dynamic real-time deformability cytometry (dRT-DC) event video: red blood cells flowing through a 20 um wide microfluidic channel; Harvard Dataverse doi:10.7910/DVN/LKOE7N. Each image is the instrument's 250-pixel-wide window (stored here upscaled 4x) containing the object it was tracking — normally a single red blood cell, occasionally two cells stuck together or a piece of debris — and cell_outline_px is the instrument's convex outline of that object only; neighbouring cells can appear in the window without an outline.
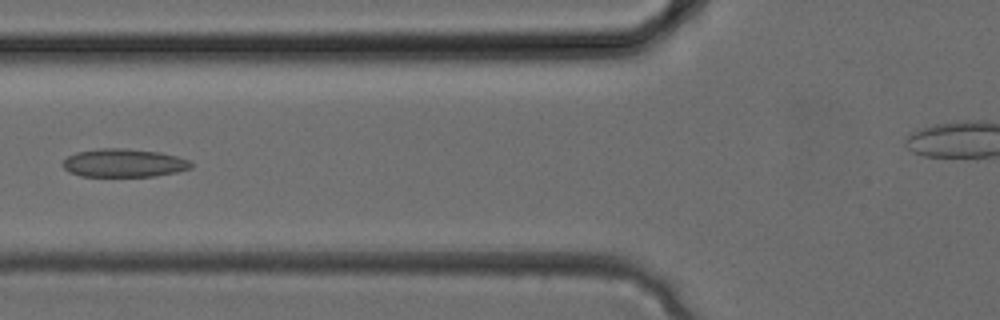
{"species": "common noctule bat (a hibernating species)", "species_latin": "Nyctalus noctula", "temperature_condition": "cold", "stored_images_in_passage": 29, "camera_frame_rate_fps": 3000, "um_per_image_px": 0.085, "animal": {"sex": "female", "body_mass_g": 24.6, "forearm_length_mm": 56.2}, "frame": {"image": 1, "passage_image": 12, "time_ms": 3.667, "image_size_px": [1000, 320], "cell_outline_px": [[192, 168], [176, 172], [156, 176], [80, 176], [68, 172], [60, 164], [68, 156], [76, 152], [100, 148], [128, 148], [160, 152], [176, 156], [188, 160], [192, 164]], "centroid_in_image_um": [10.5, 13.85], "position_along_channel_um": 115.3, "area_um2": 21.27}}
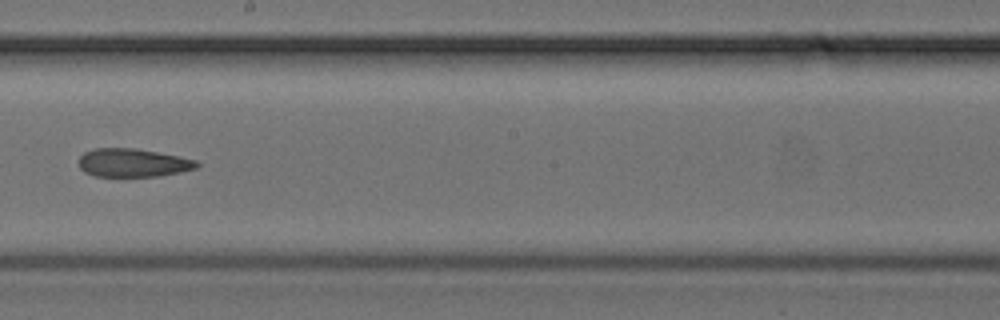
{"frame": {"image": 2, "passage_image": 18, "time_ms": 5.667, "image_size_px": [1000, 320], "cell_outline_px": [[200, 164], [196, 168], [180, 172], [160, 176], [96, 176], [84, 172], [80, 168], [80, 156], [84, 152], [96, 148], [136, 148], [196, 160]], "centroid_in_image_um": [11.29, 13.84], "position_along_channel_um": 236.9, "area_um2": 19.31}}
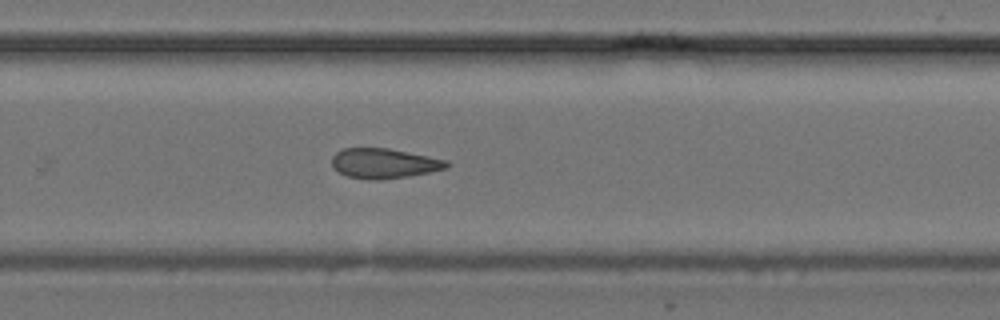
{"frame": {"image": 3, "passage_image": 21, "time_ms": 6.667, "image_size_px": [1000, 320], "cell_outline_px": [[452, 164], [448, 168], [408, 176], [380, 180], [368, 180], [348, 176], [332, 168], [332, 156], [340, 148], [388, 148], [448, 160]], "centroid_in_image_um": [32.64, 13.88], "position_along_channel_um": 297.2, "area_um2": 20.17}}